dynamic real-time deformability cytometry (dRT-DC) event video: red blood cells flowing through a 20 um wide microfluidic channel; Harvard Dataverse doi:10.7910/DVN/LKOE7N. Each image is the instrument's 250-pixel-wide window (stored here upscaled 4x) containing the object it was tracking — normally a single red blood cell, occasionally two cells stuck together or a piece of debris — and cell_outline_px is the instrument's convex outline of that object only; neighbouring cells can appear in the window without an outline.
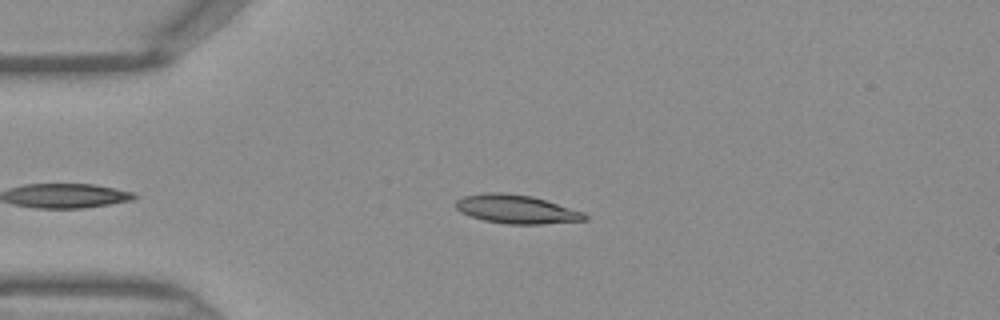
{"species": "Egyptian fruit bat (a non-hibernating species)", "species_latin": "Rousettus aegyptiacus", "temperature_condition": "warm", "stored_images_in_passage": 36, "camera_frame_rate_fps": 3000, "um_per_image_px": 0.085, "frame": {"image": 1, "passage_image": 4, "time_ms": 1.0, "image_size_px": [1000, 320], "cell_outline_px": [[588, 220], [540, 224], [508, 224], [484, 220], [460, 212], [452, 204], [456, 200], [464, 196], [484, 192], [504, 192], [532, 196], [584, 212], [588, 216]], "centroid_in_image_um": [43.87, 17.77], "position_along_channel_um": 41.1, "area_um2": 21.62}}
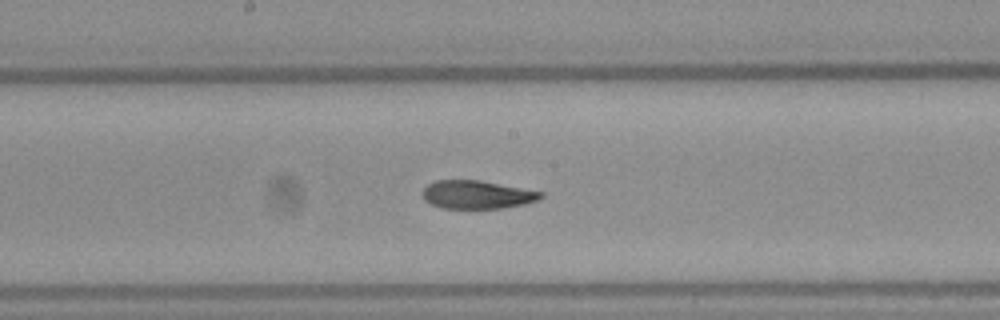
{"frame": {"image": 2, "passage_image": 17, "time_ms": 5.333, "image_size_px": [1000, 320], "cell_outline_px": [[544, 196], [540, 200], [524, 204], [500, 208], [440, 208], [424, 200], [420, 192], [428, 184], [436, 180], [480, 180], [544, 192]], "centroid_in_image_um": [40.54, 16.54], "position_along_channel_um": 207.7, "area_um2": 19.59}}
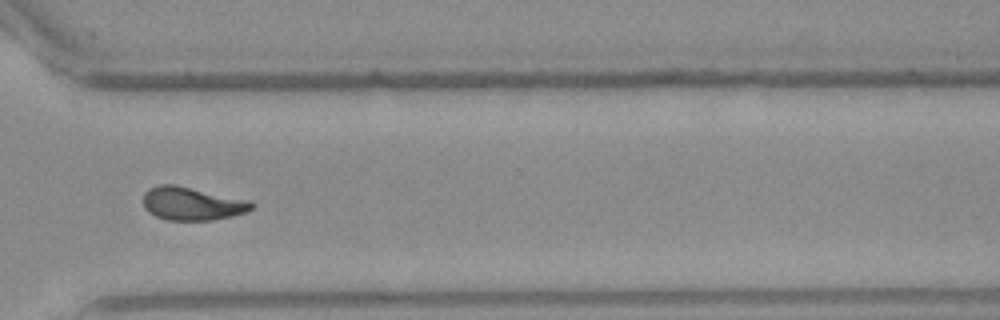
{"frame": {"image": 3, "passage_image": 27, "time_ms": 8.667, "image_size_px": [1000, 320], "cell_outline_px": [[256, 204], [252, 208], [244, 212], [232, 216], [212, 220], [168, 220], [156, 216], [148, 212], [144, 208], [144, 192], [148, 188], [160, 184], [176, 184], [252, 200]], "centroid_in_image_um": [16.34, 17.29], "position_along_channel_um": 354.3, "area_um2": 21.27}}